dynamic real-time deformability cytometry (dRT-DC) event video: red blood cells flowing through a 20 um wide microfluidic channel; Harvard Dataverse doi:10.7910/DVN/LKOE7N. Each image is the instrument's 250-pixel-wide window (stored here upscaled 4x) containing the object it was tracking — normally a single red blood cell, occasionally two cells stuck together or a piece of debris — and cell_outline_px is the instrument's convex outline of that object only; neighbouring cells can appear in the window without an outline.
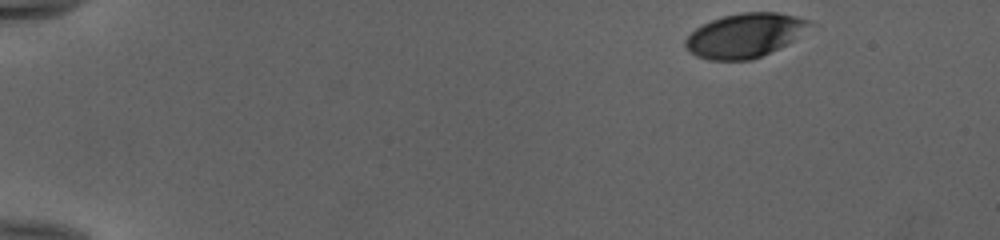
{"species": "human", "species_latin": "Homo sapiens", "temperature_condition": "cold", "stored_images_in_passage": 47, "camera_frame_rate_fps": 3000, "um_per_image_px": 0.085, "donor": {"sex": "female"}, "frame": {"image": 1, "passage_image": 1, "time_ms": 0.0, "image_size_px": [1000, 240], "cell_outline_px": [[820, 24], [780, 48], [752, 60], [708, 60], [696, 56], [684, 44], [684, 40], [696, 28], [712, 20], [724, 16], [740, 12], [776, 12], [796, 16], [812, 20]], "centroid_in_image_um": [63.42, 3.0], "position_along_channel_um": 21.6, "area_um2": 32.37}}
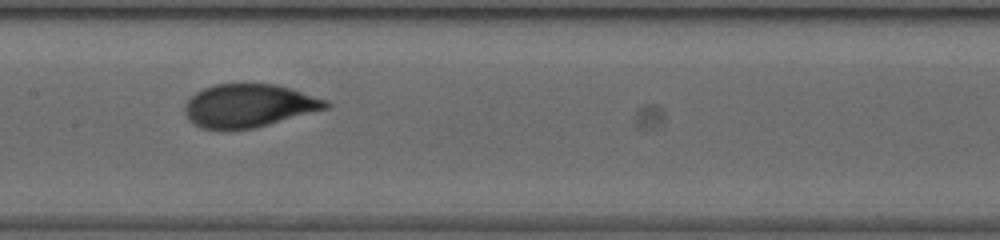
{"frame": {"image": 2, "passage_image": 23, "time_ms": 7.333, "image_size_px": [1000, 240], "cell_outline_px": [[332, 104], [328, 108], [268, 124], [252, 128], [200, 128], [192, 124], [188, 120], [184, 108], [184, 104], [196, 92], [204, 88], [216, 84], [276, 84], [328, 100]], "centroid_in_image_um": [21.14, 8.97], "position_along_channel_um": 186.3, "area_um2": 35.03}}
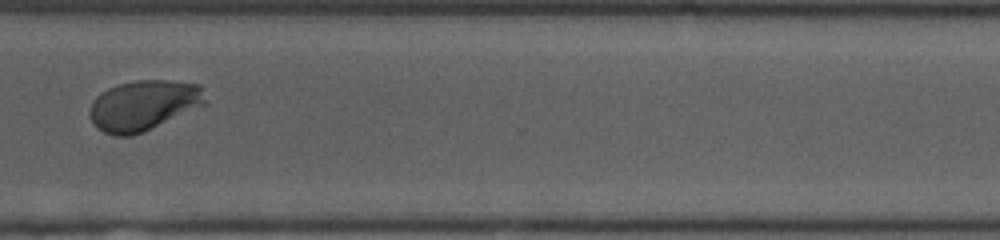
{"frame": {"image": 3, "passage_image": 36, "time_ms": 11.667, "image_size_px": [1000, 240], "cell_outline_px": [[208, 104], [144, 132], [132, 136], [112, 136], [96, 128], [92, 124], [88, 112], [88, 108], [92, 100], [96, 96], [108, 88], [120, 84], [136, 80], [168, 80], [200, 84], [208, 100]], "centroid_in_image_um": [12.21, 8.97], "position_along_channel_um": 358.4, "area_um2": 34.62}, "authors_computed_cell_mechanics": {"area_um2": 34.391, "velocity_mm_per_s": 3.9657, "shape_relaxation_time_tau1_ms": 3.9118, "shape_relaxation_time_tau2_ms": null, "deformation_change_tau1": 0.1797, "deformation_change_tau2": null}}